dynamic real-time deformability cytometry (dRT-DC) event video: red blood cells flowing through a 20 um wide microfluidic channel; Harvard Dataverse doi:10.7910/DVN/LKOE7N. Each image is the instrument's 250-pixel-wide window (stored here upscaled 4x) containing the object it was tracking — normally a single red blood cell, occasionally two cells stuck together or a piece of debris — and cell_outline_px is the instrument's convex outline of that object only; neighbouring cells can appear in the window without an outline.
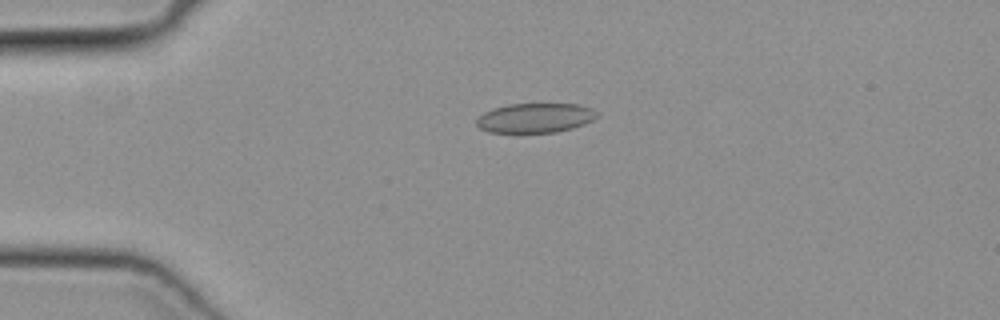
{"species": "common noctule bat (a hibernating species)", "species_latin": "Nyctalus noctula", "temperature_condition": "cold", "stored_images_in_passage": 38, "camera_frame_rate_fps": 3000, "um_per_image_px": 0.085, "animal": {"sex": "female", "body_mass_g": 19.3, "forearm_length_mm": 54.1}, "frame": {"image": 1, "passage_image": 1, "time_ms": 0.0, "image_size_px": [1000, 320], "cell_outline_px": [[600, 116], [584, 124], [572, 128], [556, 132], [488, 132], [480, 128], [476, 124], [476, 120], [484, 112], [492, 108], [508, 104], [580, 104], [592, 108]], "centroid_in_image_um": [45.5, 10.01], "position_along_channel_um": 39.5, "area_um2": 20.75}}
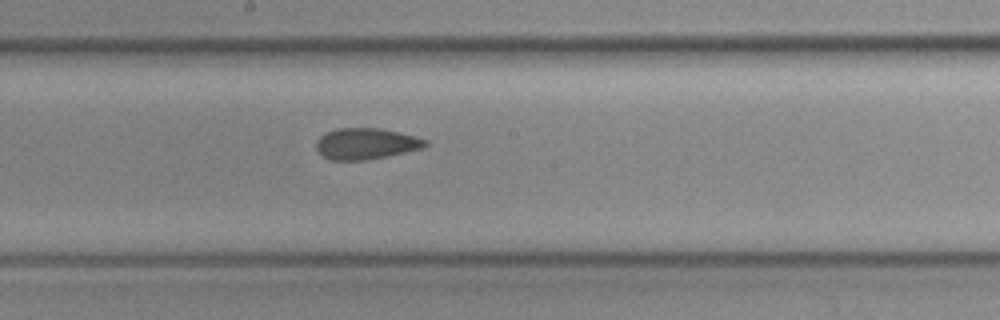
{"frame": {"image": 2, "passage_image": 16, "time_ms": 5.0, "image_size_px": [1000, 320], "cell_outline_px": [[428, 144], [424, 148], [364, 160], [332, 160], [324, 156], [316, 148], [316, 140], [324, 132], [336, 128], [380, 128], [416, 136], [428, 140]], "centroid_in_image_um": [31.1, 12.19], "position_along_channel_um": 217.1, "area_um2": 19.77}}
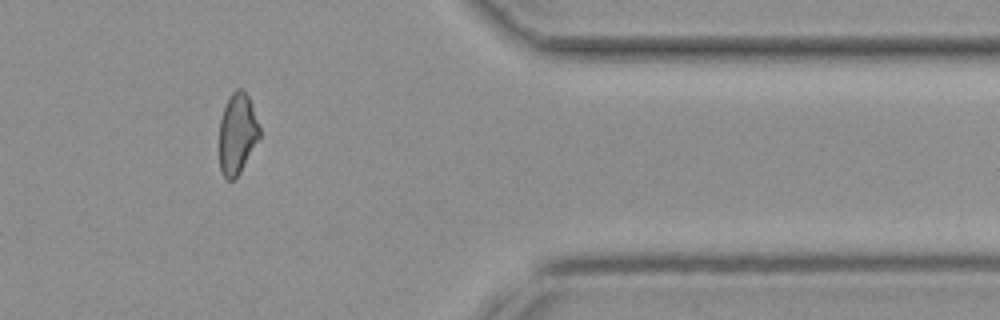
{"frame": {"image": 3, "passage_image": 30, "time_ms": 9.667, "image_size_px": [1000, 320], "cell_outline_px": [[260, 140], [240, 172], [232, 180], [228, 180], [224, 176], [220, 168], [220, 120], [224, 108], [232, 92], [236, 88], [240, 88], [248, 96], [260, 128]], "centroid_in_image_um": [20.19, 11.38], "position_along_channel_um": 391.2, "area_um2": 18.79}}